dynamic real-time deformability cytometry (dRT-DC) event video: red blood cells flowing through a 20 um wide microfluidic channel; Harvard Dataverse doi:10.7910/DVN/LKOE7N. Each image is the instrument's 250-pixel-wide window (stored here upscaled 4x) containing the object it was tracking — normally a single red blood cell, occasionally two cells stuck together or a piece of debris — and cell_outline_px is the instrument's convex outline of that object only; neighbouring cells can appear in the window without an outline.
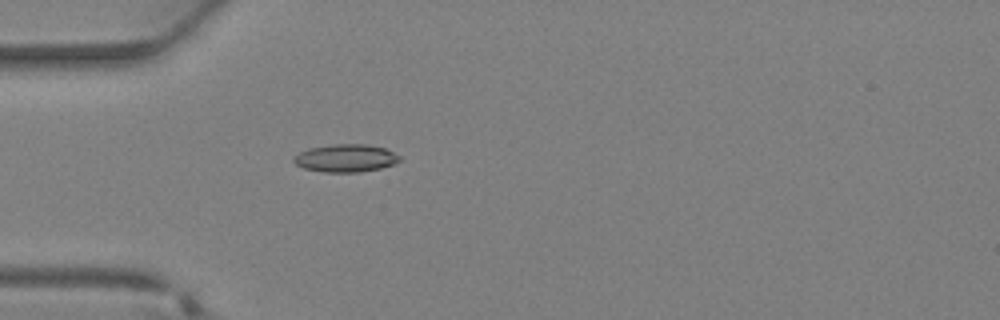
{"species": "Egyptian fruit bat (a non-hibernating species)", "species_latin": "Rousettus aegyptiacus", "temperature_condition": "warm", "stored_images_in_passage": 37, "camera_frame_rate_fps": 3000, "um_per_image_px": 0.085, "animal": {"sex": "female"}, "frame": {"image": 1, "passage_image": 11, "time_ms": 3.333, "image_size_px": [1000, 320], "cell_outline_px": [[400, 160], [392, 164], [380, 168], [360, 172], [324, 172], [304, 168], [296, 164], [292, 160], [300, 152], [308, 148], [332, 144], [364, 144], [384, 148], [400, 156]], "centroid_in_image_um": [29.36, 13.44], "position_along_channel_um": 55.6, "area_um2": 16.94}}
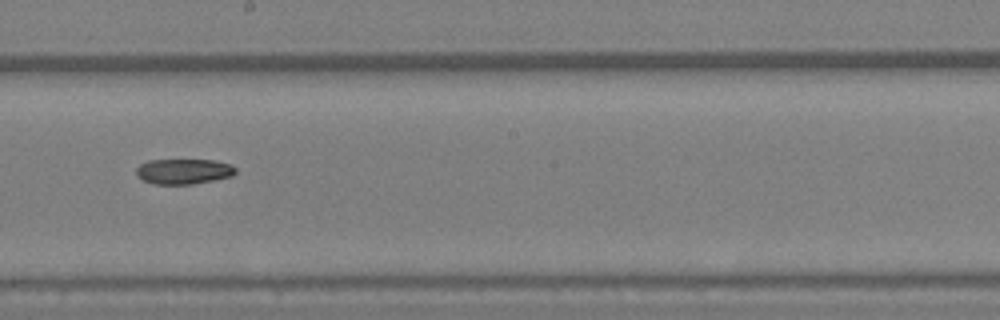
{"frame": {"image": 2, "passage_image": 21, "time_ms": 6.667, "image_size_px": [1000, 320], "cell_outline_px": [[236, 172], [232, 176], [192, 184], [152, 184], [136, 176], [136, 168], [140, 164], [148, 160], [212, 160], [228, 164], [236, 168]], "centroid_in_image_um": [15.56, 14.57], "position_along_channel_um": 232.6, "area_um2": 14.57}}
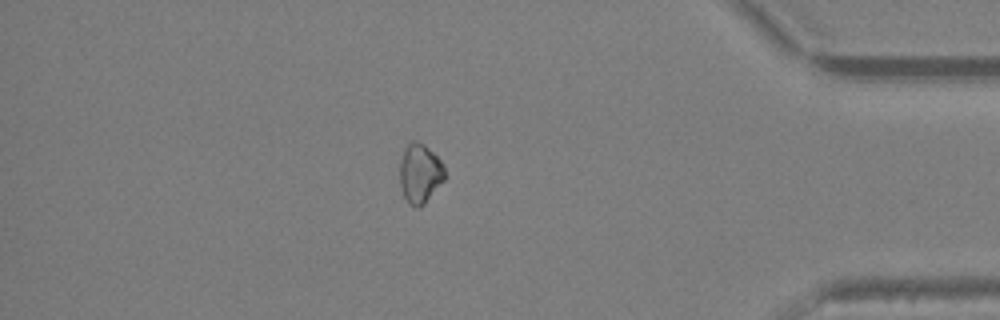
{"frame": {"image": 3, "passage_image": 32, "time_ms": 10.333, "image_size_px": [1000, 320], "cell_outline_px": [[444, 180], [424, 204], [416, 208], [408, 204], [400, 188], [400, 164], [404, 148], [412, 140], [416, 140], [424, 144], [444, 164]], "centroid_in_image_um": [35.68, 14.75], "position_along_channel_um": 399.5, "area_um2": 15.55}}